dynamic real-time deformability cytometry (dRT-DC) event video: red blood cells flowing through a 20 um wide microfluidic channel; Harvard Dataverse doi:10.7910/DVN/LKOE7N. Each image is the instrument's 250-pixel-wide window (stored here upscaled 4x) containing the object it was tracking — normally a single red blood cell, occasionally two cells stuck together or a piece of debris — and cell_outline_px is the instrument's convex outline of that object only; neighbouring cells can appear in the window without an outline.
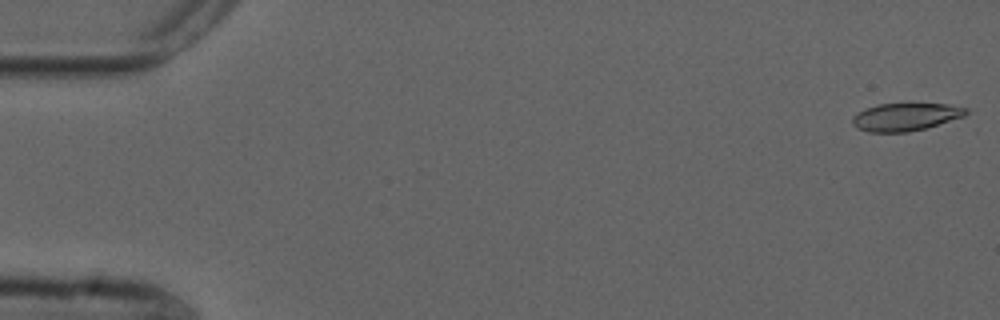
{"species": "common noctule bat (a hibernating species)", "species_latin": "Nyctalus noctula", "temperature_condition": "cold", "stored_images_in_passage": 4, "camera_frame_rate_fps": 3000, "um_per_image_px": 0.085, "animal": {"sex": "male", "forearm_length_mm": 52.5}, "frame": {"image": 1, "passage_image": 1, "time_ms": 0.0, "image_size_px": [1000, 320], "cell_outline_px": [[968, 112], [964, 116], [924, 128], [908, 132], [868, 132], [856, 128], [852, 124], [852, 116], [864, 108], [880, 104], [908, 100], [948, 104], [968, 108]], "centroid_in_image_um": [76.96, 9.87], "position_along_channel_um": 8.0, "area_um2": 19.25}}